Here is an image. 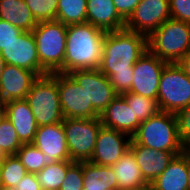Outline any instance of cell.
Returning <instances> with one entry per match:
<instances>
[{"instance_id": "cell-1", "label": "cell", "mask_w": 190, "mask_h": 190, "mask_svg": "<svg viewBox=\"0 0 190 190\" xmlns=\"http://www.w3.org/2000/svg\"><path fill=\"white\" fill-rule=\"evenodd\" d=\"M147 49V37L142 34L126 29L106 32L99 70L118 95L130 91L133 66Z\"/></svg>"}, {"instance_id": "cell-2", "label": "cell", "mask_w": 190, "mask_h": 190, "mask_svg": "<svg viewBox=\"0 0 190 190\" xmlns=\"http://www.w3.org/2000/svg\"><path fill=\"white\" fill-rule=\"evenodd\" d=\"M106 32L90 23L67 26L64 74L74 70L99 69Z\"/></svg>"}, {"instance_id": "cell-3", "label": "cell", "mask_w": 190, "mask_h": 190, "mask_svg": "<svg viewBox=\"0 0 190 190\" xmlns=\"http://www.w3.org/2000/svg\"><path fill=\"white\" fill-rule=\"evenodd\" d=\"M132 139L139 145L169 152H183L175 113L159 111L139 125Z\"/></svg>"}, {"instance_id": "cell-4", "label": "cell", "mask_w": 190, "mask_h": 190, "mask_svg": "<svg viewBox=\"0 0 190 190\" xmlns=\"http://www.w3.org/2000/svg\"><path fill=\"white\" fill-rule=\"evenodd\" d=\"M148 50L167 63L190 53V24L170 18L147 38Z\"/></svg>"}, {"instance_id": "cell-5", "label": "cell", "mask_w": 190, "mask_h": 190, "mask_svg": "<svg viewBox=\"0 0 190 190\" xmlns=\"http://www.w3.org/2000/svg\"><path fill=\"white\" fill-rule=\"evenodd\" d=\"M35 38L41 68L47 73H64L67 26L57 20L38 22Z\"/></svg>"}, {"instance_id": "cell-6", "label": "cell", "mask_w": 190, "mask_h": 190, "mask_svg": "<svg viewBox=\"0 0 190 190\" xmlns=\"http://www.w3.org/2000/svg\"><path fill=\"white\" fill-rule=\"evenodd\" d=\"M26 100L37 126L62 123L64 120L57 80L52 74L39 76L27 93Z\"/></svg>"}, {"instance_id": "cell-7", "label": "cell", "mask_w": 190, "mask_h": 190, "mask_svg": "<svg viewBox=\"0 0 190 190\" xmlns=\"http://www.w3.org/2000/svg\"><path fill=\"white\" fill-rule=\"evenodd\" d=\"M62 124L70 160L90 161L102 126L100 118H64Z\"/></svg>"}, {"instance_id": "cell-8", "label": "cell", "mask_w": 190, "mask_h": 190, "mask_svg": "<svg viewBox=\"0 0 190 190\" xmlns=\"http://www.w3.org/2000/svg\"><path fill=\"white\" fill-rule=\"evenodd\" d=\"M157 102L160 111L177 113L190 105V79L178 63H167L162 71Z\"/></svg>"}, {"instance_id": "cell-9", "label": "cell", "mask_w": 190, "mask_h": 190, "mask_svg": "<svg viewBox=\"0 0 190 190\" xmlns=\"http://www.w3.org/2000/svg\"><path fill=\"white\" fill-rule=\"evenodd\" d=\"M58 84L61 111L64 118H95L92 103H88L87 95L77 82L69 75L60 72L51 73Z\"/></svg>"}, {"instance_id": "cell-10", "label": "cell", "mask_w": 190, "mask_h": 190, "mask_svg": "<svg viewBox=\"0 0 190 190\" xmlns=\"http://www.w3.org/2000/svg\"><path fill=\"white\" fill-rule=\"evenodd\" d=\"M68 74L85 90L88 103H92L99 116L118 96L109 79L99 69L74 70Z\"/></svg>"}, {"instance_id": "cell-11", "label": "cell", "mask_w": 190, "mask_h": 190, "mask_svg": "<svg viewBox=\"0 0 190 190\" xmlns=\"http://www.w3.org/2000/svg\"><path fill=\"white\" fill-rule=\"evenodd\" d=\"M170 18L169 0H141L125 21V29L148 38Z\"/></svg>"}, {"instance_id": "cell-12", "label": "cell", "mask_w": 190, "mask_h": 190, "mask_svg": "<svg viewBox=\"0 0 190 190\" xmlns=\"http://www.w3.org/2000/svg\"><path fill=\"white\" fill-rule=\"evenodd\" d=\"M166 64L147 49L133 66L129 92L157 100L160 78Z\"/></svg>"}, {"instance_id": "cell-13", "label": "cell", "mask_w": 190, "mask_h": 190, "mask_svg": "<svg viewBox=\"0 0 190 190\" xmlns=\"http://www.w3.org/2000/svg\"><path fill=\"white\" fill-rule=\"evenodd\" d=\"M132 137L113 128L101 126L90 162L112 166L129 151Z\"/></svg>"}, {"instance_id": "cell-14", "label": "cell", "mask_w": 190, "mask_h": 190, "mask_svg": "<svg viewBox=\"0 0 190 190\" xmlns=\"http://www.w3.org/2000/svg\"><path fill=\"white\" fill-rule=\"evenodd\" d=\"M7 65L35 72L38 76L47 73L40 66L35 38L32 32L23 31L14 41L0 51Z\"/></svg>"}, {"instance_id": "cell-15", "label": "cell", "mask_w": 190, "mask_h": 190, "mask_svg": "<svg viewBox=\"0 0 190 190\" xmlns=\"http://www.w3.org/2000/svg\"><path fill=\"white\" fill-rule=\"evenodd\" d=\"M38 77L35 72L6 64L0 78V105L6 106L14 100L26 99Z\"/></svg>"}, {"instance_id": "cell-16", "label": "cell", "mask_w": 190, "mask_h": 190, "mask_svg": "<svg viewBox=\"0 0 190 190\" xmlns=\"http://www.w3.org/2000/svg\"><path fill=\"white\" fill-rule=\"evenodd\" d=\"M32 144L44 154L47 165L70 160L62 123L38 126Z\"/></svg>"}, {"instance_id": "cell-17", "label": "cell", "mask_w": 190, "mask_h": 190, "mask_svg": "<svg viewBox=\"0 0 190 190\" xmlns=\"http://www.w3.org/2000/svg\"><path fill=\"white\" fill-rule=\"evenodd\" d=\"M129 150L136 158L145 181L151 184L169 165L173 158L183 152H169L154 150L137 144L131 140Z\"/></svg>"}, {"instance_id": "cell-18", "label": "cell", "mask_w": 190, "mask_h": 190, "mask_svg": "<svg viewBox=\"0 0 190 190\" xmlns=\"http://www.w3.org/2000/svg\"><path fill=\"white\" fill-rule=\"evenodd\" d=\"M99 118L103 126L124 132L131 137L137 132L141 124L122 95H118Z\"/></svg>"}, {"instance_id": "cell-19", "label": "cell", "mask_w": 190, "mask_h": 190, "mask_svg": "<svg viewBox=\"0 0 190 190\" xmlns=\"http://www.w3.org/2000/svg\"><path fill=\"white\" fill-rule=\"evenodd\" d=\"M86 22L105 32L125 29V20L118 14L113 0H87Z\"/></svg>"}, {"instance_id": "cell-20", "label": "cell", "mask_w": 190, "mask_h": 190, "mask_svg": "<svg viewBox=\"0 0 190 190\" xmlns=\"http://www.w3.org/2000/svg\"><path fill=\"white\" fill-rule=\"evenodd\" d=\"M5 116L13 124L22 144H32L37 124L26 99L14 100L5 106Z\"/></svg>"}, {"instance_id": "cell-21", "label": "cell", "mask_w": 190, "mask_h": 190, "mask_svg": "<svg viewBox=\"0 0 190 190\" xmlns=\"http://www.w3.org/2000/svg\"><path fill=\"white\" fill-rule=\"evenodd\" d=\"M156 190H188L187 149L151 183Z\"/></svg>"}, {"instance_id": "cell-22", "label": "cell", "mask_w": 190, "mask_h": 190, "mask_svg": "<svg viewBox=\"0 0 190 190\" xmlns=\"http://www.w3.org/2000/svg\"><path fill=\"white\" fill-rule=\"evenodd\" d=\"M111 168L117 178V190H136L148 185L142 176L136 158L130 150Z\"/></svg>"}, {"instance_id": "cell-23", "label": "cell", "mask_w": 190, "mask_h": 190, "mask_svg": "<svg viewBox=\"0 0 190 190\" xmlns=\"http://www.w3.org/2000/svg\"><path fill=\"white\" fill-rule=\"evenodd\" d=\"M0 19L29 32L38 23L24 0H0Z\"/></svg>"}, {"instance_id": "cell-24", "label": "cell", "mask_w": 190, "mask_h": 190, "mask_svg": "<svg viewBox=\"0 0 190 190\" xmlns=\"http://www.w3.org/2000/svg\"><path fill=\"white\" fill-rule=\"evenodd\" d=\"M83 190H117V178L111 166L82 162Z\"/></svg>"}, {"instance_id": "cell-25", "label": "cell", "mask_w": 190, "mask_h": 190, "mask_svg": "<svg viewBox=\"0 0 190 190\" xmlns=\"http://www.w3.org/2000/svg\"><path fill=\"white\" fill-rule=\"evenodd\" d=\"M73 161H58L36 173L41 190H59Z\"/></svg>"}, {"instance_id": "cell-26", "label": "cell", "mask_w": 190, "mask_h": 190, "mask_svg": "<svg viewBox=\"0 0 190 190\" xmlns=\"http://www.w3.org/2000/svg\"><path fill=\"white\" fill-rule=\"evenodd\" d=\"M87 0H59L56 20L66 26L86 23Z\"/></svg>"}, {"instance_id": "cell-27", "label": "cell", "mask_w": 190, "mask_h": 190, "mask_svg": "<svg viewBox=\"0 0 190 190\" xmlns=\"http://www.w3.org/2000/svg\"><path fill=\"white\" fill-rule=\"evenodd\" d=\"M122 96L126 99L129 107L132 108L134 116L140 123L160 111L157 100L150 97L137 95L132 92H126Z\"/></svg>"}, {"instance_id": "cell-28", "label": "cell", "mask_w": 190, "mask_h": 190, "mask_svg": "<svg viewBox=\"0 0 190 190\" xmlns=\"http://www.w3.org/2000/svg\"><path fill=\"white\" fill-rule=\"evenodd\" d=\"M27 173L26 168L16 155L4 156L0 161L2 186H17Z\"/></svg>"}, {"instance_id": "cell-29", "label": "cell", "mask_w": 190, "mask_h": 190, "mask_svg": "<svg viewBox=\"0 0 190 190\" xmlns=\"http://www.w3.org/2000/svg\"><path fill=\"white\" fill-rule=\"evenodd\" d=\"M16 156L28 173L36 174L47 165V159L44 158V154L33 144H23L17 151Z\"/></svg>"}, {"instance_id": "cell-30", "label": "cell", "mask_w": 190, "mask_h": 190, "mask_svg": "<svg viewBox=\"0 0 190 190\" xmlns=\"http://www.w3.org/2000/svg\"><path fill=\"white\" fill-rule=\"evenodd\" d=\"M23 144L13 124L6 118L0 123V150L5 156L16 155Z\"/></svg>"}, {"instance_id": "cell-31", "label": "cell", "mask_w": 190, "mask_h": 190, "mask_svg": "<svg viewBox=\"0 0 190 190\" xmlns=\"http://www.w3.org/2000/svg\"><path fill=\"white\" fill-rule=\"evenodd\" d=\"M37 22L54 21L59 0H24Z\"/></svg>"}, {"instance_id": "cell-32", "label": "cell", "mask_w": 190, "mask_h": 190, "mask_svg": "<svg viewBox=\"0 0 190 190\" xmlns=\"http://www.w3.org/2000/svg\"><path fill=\"white\" fill-rule=\"evenodd\" d=\"M82 162H73L67 170L66 177L59 190H83Z\"/></svg>"}, {"instance_id": "cell-33", "label": "cell", "mask_w": 190, "mask_h": 190, "mask_svg": "<svg viewBox=\"0 0 190 190\" xmlns=\"http://www.w3.org/2000/svg\"><path fill=\"white\" fill-rule=\"evenodd\" d=\"M179 137L185 149H190V105L176 113Z\"/></svg>"}, {"instance_id": "cell-34", "label": "cell", "mask_w": 190, "mask_h": 190, "mask_svg": "<svg viewBox=\"0 0 190 190\" xmlns=\"http://www.w3.org/2000/svg\"><path fill=\"white\" fill-rule=\"evenodd\" d=\"M170 16L190 24V0H169Z\"/></svg>"}, {"instance_id": "cell-35", "label": "cell", "mask_w": 190, "mask_h": 190, "mask_svg": "<svg viewBox=\"0 0 190 190\" xmlns=\"http://www.w3.org/2000/svg\"><path fill=\"white\" fill-rule=\"evenodd\" d=\"M23 30L0 19V51L14 41Z\"/></svg>"}, {"instance_id": "cell-36", "label": "cell", "mask_w": 190, "mask_h": 190, "mask_svg": "<svg viewBox=\"0 0 190 190\" xmlns=\"http://www.w3.org/2000/svg\"><path fill=\"white\" fill-rule=\"evenodd\" d=\"M141 0H113L118 14L126 21Z\"/></svg>"}, {"instance_id": "cell-37", "label": "cell", "mask_w": 190, "mask_h": 190, "mask_svg": "<svg viewBox=\"0 0 190 190\" xmlns=\"http://www.w3.org/2000/svg\"><path fill=\"white\" fill-rule=\"evenodd\" d=\"M16 190H41L35 173H27L20 183L15 186Z\"/></svg>"}, {"instance_id": "cell-38", "label": "cell", "mask_w": 190, "mask_h": 190, "mask_svg": "<svg viewBox=\"0 0 190 190\" xmlns=\"http://www.w3.org/2000/svg\"><path fill=\"white\" fill-rule=\"evenodd\" d=\"M178 65L182 68L185 75L190 79V53L184 56L179 62Z\"/></svg>"}, {"instance_id": "cell-39", "label": "cell", "mask_w": 190, "mask_h": 190, "mask_svg": "<svg viewBox=\"0 0 190 190\" xmlns=\"http://www.w3.org/2000/svg\"><path fill=\"white\" fill-rule=\"evenodd\" d=\"M188 190H190V149H187Z\"/></svg>"}, {"instance_id": "cell-40", "label": "cell", "mask_w": 190, "mask_h": 190, "mask_svg": "<svg viewBox=\"0 0 190 190\" xmlns=\"http://www.w3.org/2000/svg\"><path fill=\"white\" fill-rule=\"evenodd\" d=\"M5 65H6L5 59L3 58V56L0 53V78H1V75L4 70Z\"/></svg>"}, {"instance_id": "cell-41", "label": "cell", "mask_w": 190, "mask_h": 190, "mask_svg": "<svg viewBox=\"0 0 190 190\" xmlns=\"http://www.w3.org/2000/svg\"><path fill=\"white\" fill-rule=\"evenodd\" d=\"M4 117H5V106L0 105V123L2 122Z\"/></svg>"}, {"instance_id": "cell-42", "label": "cell", "mask_w": 190, "mask_h": 190, "mask_svg": "<svg viewBox=\"0 0 190 190\" xmlns=\"http://www.w3.org/2000/svg\"><path fill=\"white\" fill-rule=\"evenodd\" d=\"M136 190H156V189L151 184H148L145 187L138 188Z\"/></svg>"}, {"instance_id": "cell-43", "label": "cell", "mask_w": 190, "mask_h": 190, "mask_svg": "<svg viewBox=\"0 0 190 190\" xmlns=\"http://www.w3.org/2000/svg\"><path fill=\"white\" fill-rule=\"evenodd\" d=\"M1 190H16L15 187L2 186Z\"/></svg>"}, {"instance_id": "cell-44", "label": "cell", "mask_w": 190, "mask_h": 190, "mask_svg": "<svg viewBox=\"0 0 190 190\" xmlns=\"http://www.w3.org/2000/svg\"><path fill=\"white\" fill-rule=\"evenodd\" d=\"M5 155L1 152L0 150V161L2 160V158L4 157Z\"/></svg>"}, {"instance_id": "cell-45", "label": "cell", "mask_w": 190, "mask_h": 190, "mask_svg": "<svg viewBox=\"0 0 190 190\" xmlns=\"http://www.w3.org/2000/svg\"><path fill=\"white\" fill-rule=\"evenodd\" d=\"M1 188H2V182H1V177H0V190H1Z\"/></svg>"}]
</instances>
